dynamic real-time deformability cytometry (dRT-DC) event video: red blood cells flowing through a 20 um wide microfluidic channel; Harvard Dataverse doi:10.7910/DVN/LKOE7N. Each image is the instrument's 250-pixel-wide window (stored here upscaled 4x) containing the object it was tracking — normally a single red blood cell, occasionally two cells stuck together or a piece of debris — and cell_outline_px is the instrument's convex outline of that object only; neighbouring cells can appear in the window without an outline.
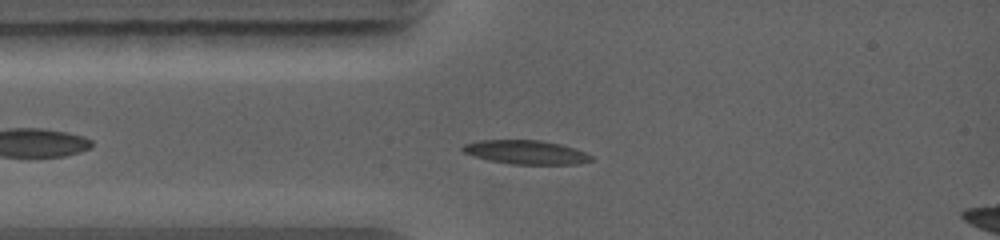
{"species": "common noctule bat (a hibernating species)", "species_latin": "Nyctalus noctula", "temperature_condition": "warm", "stored_images_in_passage": 2, "camera_frame_rate_fps": 5000, "um_per_image_px": 0.085, "animal": {"sex": "female", "body_mass_g": 19.0, "forearm_length_mm": 56.7}, "frame": {"image": 1, "passage_image": 2, "time_ms": 0.8, "image_size_px": [1000, 240], "cell_outline_px": [[592, 160], [580, 164], [512, 164], [488, 160], [464, 152], [460, 148], [464, 144], [476, 140], [540, 140], [560, 144], [576, 148], [592, 156]], "centroid_in_image_um": [44.71, 12.93], "position_along_channel_um": 40.3, "area_um2": 17.86}}